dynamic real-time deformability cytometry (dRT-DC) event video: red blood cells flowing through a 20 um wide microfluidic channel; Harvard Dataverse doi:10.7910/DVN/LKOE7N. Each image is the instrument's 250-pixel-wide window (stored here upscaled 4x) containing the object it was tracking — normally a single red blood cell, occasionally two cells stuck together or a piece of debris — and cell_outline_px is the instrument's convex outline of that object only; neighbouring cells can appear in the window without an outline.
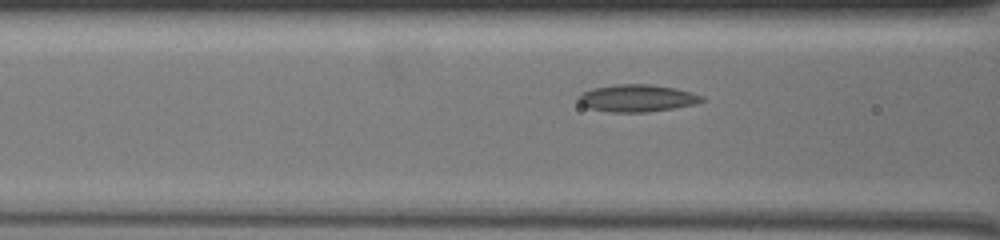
{"species": "common noctule bat (a hibernating species)", "species_latin": "Nyctalus noctula", "temperature_condition": "warm", "stored_images_in_passage": 51, "camera_frame_rate_fps": 3000, "um_per_image_px": 0.085, "animal": {"sex": "female", "body_mass_g": 19.5, "forearm_length_mm": 54.1}, "frame": {"image": 1, "passage_image": 21, "time_ms": 6.667, "image_size_px": [1000, 240], "cell_outline_px": [[704, 100], [696, 104], [648, 112], [612, 112], [588, 108], [580, 104], [576, 100], [576, 96], [592, 88], [616, 84], [652, 84], [676, 88], [692, 92], [704, 96]], "centroid_in_image_um": [54.13, 8.34], "position_along_channel_um": 112.5, "area_um2": 19.77}}
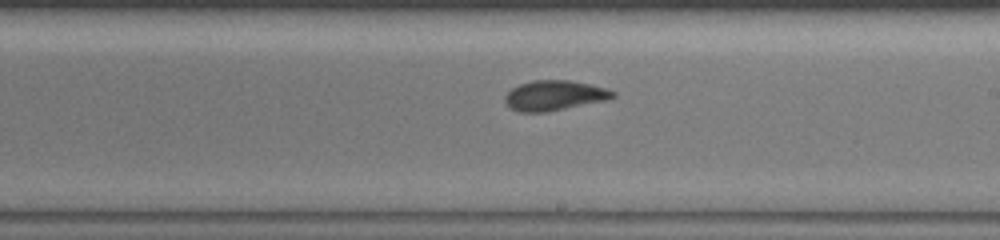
{"frame": {"image": 2, "passage_image": 33, "time_ms": 10.667, "image_size_px": [1000, 240], "cell_outline_px": [[616, 96], [604, 100], [548, 112], [520, 112], [512, 108], [504, 100], [504, 96], [512, 88], [520, 84], [532, 80], [572, 80], [608, 88], [616, 92]], "centroid_in_image_um": [47.14, 8.1], "position_along_channel_um": 241.9, "area_um2": 18.84}}
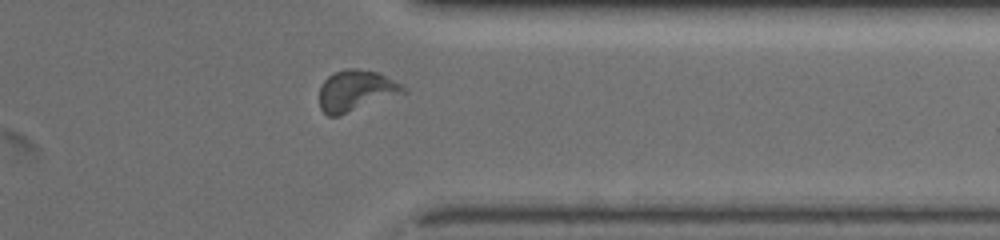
{"frame": {"image": 3, "passage_image": 46, "time_ms": 15.0, "image_size_px": [1000, 240], "cell_outline_px": [[408, 92], [340, 116], [328, 116], [320, 108], [320, 84], [328, 76], [344, 68], [356, 68], [380, 72], [408, 88]], "centroid_in_image_um": [30.29, 7.71], "position_along_channel_um": 381.1, "area_um2": 20.46}}